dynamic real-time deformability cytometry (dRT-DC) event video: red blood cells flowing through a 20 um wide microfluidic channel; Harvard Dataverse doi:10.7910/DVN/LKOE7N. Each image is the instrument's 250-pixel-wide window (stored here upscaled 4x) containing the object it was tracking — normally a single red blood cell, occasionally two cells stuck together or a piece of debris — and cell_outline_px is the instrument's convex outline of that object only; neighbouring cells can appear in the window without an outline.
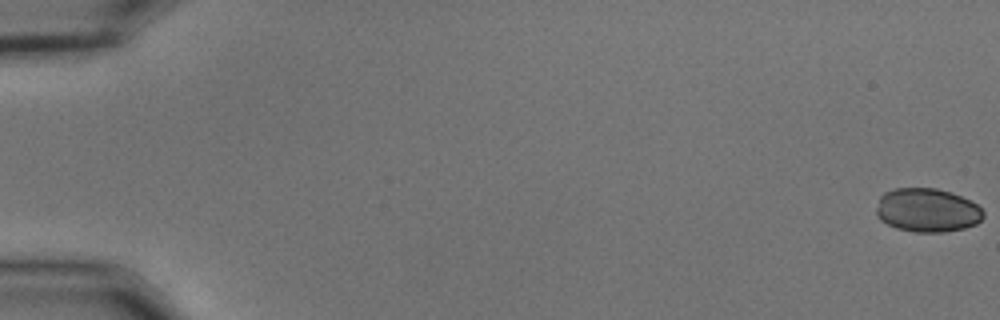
{"species": "common noctule bat (a hibernating species)", "species_latin": "Nyctalus noctula", "temperature_condition": "cold", "stored_images_in_passage": 57, "camera_frame_rate_fps": 3000, "um_per_image_px": 0.085, "animal": {"sex": "male", "body_mass_g": 15.6}, "frame": {"image": 1, "passage_image": 1, "time_ms": 0.0, "image_size_px": [1000, 320], "cell_outline_px": [[984, 216], [976, 224], [964, 228], [944, 232], [916, 232], [896, 228], [880, 220], [876, 216], [876, 208], [880, 196], [884, 192], [896, 188], [936, 188], [952, 192], [976, 204], [984, 212]], "centroid_in_image_um": [78.79, 17.86], "position_along_channel_um": 6.2, "area_um2": 27.34}}
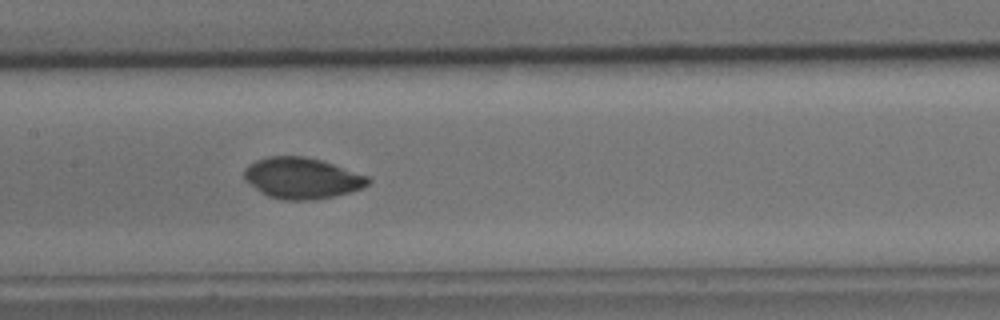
{"frame": {"image": 2, "passage_image": 29, "time_ms": 9.333, "image_size_px": [1000, 320], "cell_outline_px": [[372, 180], [368, 184], [360, 188], [348, 192], [332, 196], [312, 200], [284, 200], [268, 196], [260, 192], [244, 180], [244, 168], [248, 164], [256, 160], [268, 156], [304, 156], [320, 160], [368, 176]], "centroid_in_image_um": [25.61, 15.14], "position_along_channel_um": 181.8, "area_um2": 29.48}}
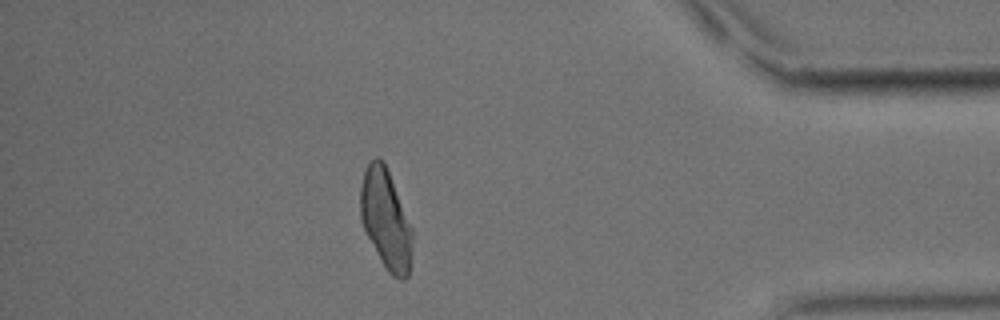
{"frame": {"image": 3, "passage_image": 50, "time_ms": 16.333, "image_size_px": [1000, 320], "cell_outline_px": [[412, 256], [408, 276], [404, 280], [400, 280], [392, 276], [388, 272], [380, 260], [364, 228], [360, 216], [360, 188], [364, 172], [368, 164], [376, 156], [384, 160], [412, 228]], "centroid_in_image_um": [32.8, 18.66], "position_along_channel_um": 402.4, "area_um2": 30.11}, "authors_computed_cell_mechanics": {"area_um2": 29.8248, "velocity_mm_per_s": 3.6404, "shape_relaxation_time_tau1_ms": null, "shape_relaxation_time_tau2_ms": 2.0199, "deformation_change_tau1": null, "deformation_change_tau2": 0.0378}}